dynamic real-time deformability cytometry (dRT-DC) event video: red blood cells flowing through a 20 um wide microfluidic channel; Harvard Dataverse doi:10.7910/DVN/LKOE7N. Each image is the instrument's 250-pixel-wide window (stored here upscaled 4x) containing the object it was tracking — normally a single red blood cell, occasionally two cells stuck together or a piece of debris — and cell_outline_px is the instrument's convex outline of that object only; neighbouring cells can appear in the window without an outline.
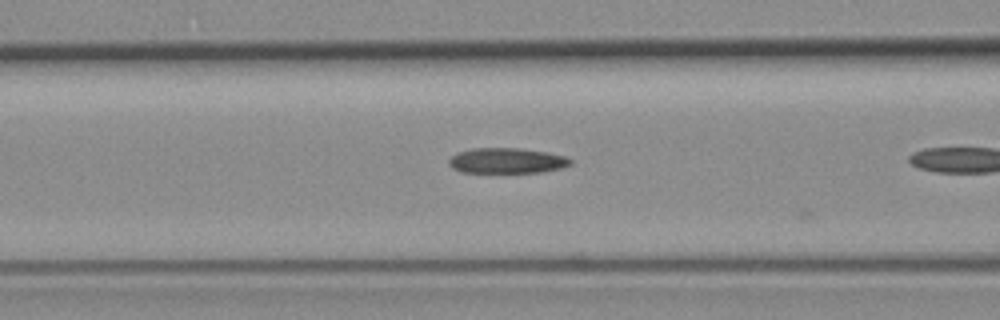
{"species": "common noctule bat (a hibernating species)", "species_latin": "Nyctalus noctula", "temperature_condition": "room temperature", "stored_images_in_passage": 17, "camera_frame_rate_fps": 3000, "um_per_image_px": 0.085, "animal": {"sex": "female", "body_mass_g": 19.3, "forearm_length_mm": 54.1}, "frame": {"image": 1, "passage_image": 16, "time_ms": 5.0, "image_size_px": [1000, 320], "cell_outline_px": [[572, 164], [560, 168], [540, 172], [460, 172], [452, 168], [448, 164], [448, 160], [456, 152], [472, 148], [516, 148], [548, 152], [568, 156], [572, 160]], "centroid_in_image_um": [43.07, 13.65], "position_along_channel_um": 123.5, "area_um2": 18.09}}